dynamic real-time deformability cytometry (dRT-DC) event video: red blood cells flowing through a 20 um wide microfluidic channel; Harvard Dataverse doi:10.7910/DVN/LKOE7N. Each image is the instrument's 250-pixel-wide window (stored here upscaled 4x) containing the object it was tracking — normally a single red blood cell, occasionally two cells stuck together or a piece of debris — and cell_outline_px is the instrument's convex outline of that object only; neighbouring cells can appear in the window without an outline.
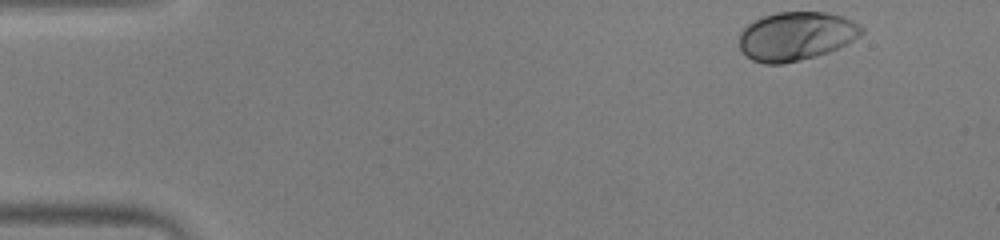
{"species": "human", "species_latin": "Homo sapiens", "temperature_condition": "warm", "stored_images_in_passage": 42, "camera_frame_rate_fps": 3000, "um_per_image_px": 0.085, "donor": {"sex": "male"}, "frame": {"image": 1, "passage_image": 1, "time_ms": 0.0, "image_size_px": [1000, 240], "cell_outline_px": [[864, 32], [860, 36], [828, 52], [816, 56], [784, 64], [764, 64], [752, 60], [740, 48], [740, 32], [748, 24], [764, 16], [776, 12], [824, 12], [844, 16], [860, 24], [864, 28]], "centroid_in_image_um": [67.68, 3.07], "position_along_channel_um": 17.3, "area_um2": 34.62}}
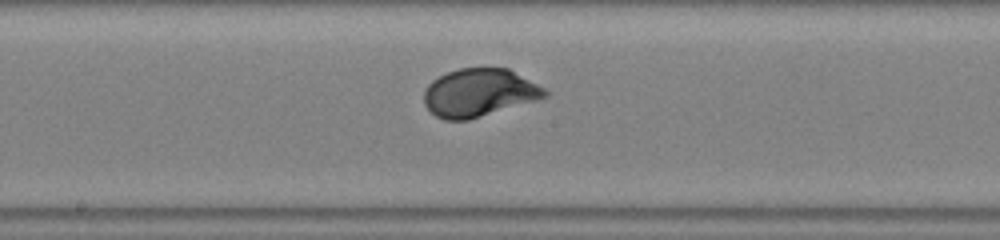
{"frame": {"image": 2, "passage_image": 24, "time_ms": 7.667, "image_size_px": [1000, 240], "cell_outline_px": [[548, 96], [536, 100], [468, 120], [444, 120], [436, 116], [424, 104], [424, 92], [428, 84], [432, 80], [448, 72], [460, 68], [508, 68], [544, 88], [548, 92]], "centroid_in_image_um": [40.71, 7.88], "position_along_channel_um": 207.5, "area_um2": 33.47}}
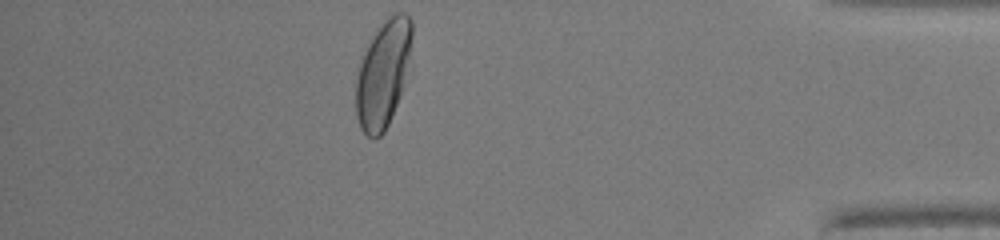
{"frame": {"image": 3, "passage_image": 42, "time_ms": 13.667, "image_size_px": [1000, 240], "cell_outline_px": [[412, 68], [388, 124], [384, 132], [376, 140], [372, 140], [360, 128], [356, 116], [356, 80], [360, 64], [364, 52], [376, 28], [392, 12], [404, 12], [412, 20]], "centroid_in_image_um": [32.62, 6.24], "position_along_channel_um": 402.6, "area_um2": 35.89}, "authors_computed_cell_mechanics": {"area_um2": 33.5529, "velocity_mm_per_s": 3.9392, "shape_relaxation_time_tau1_ms": 2.3183, "shape_relaxation_time_tau2_ms": null, "deformation_change_tau1": 0.1482, "deformation_change_tau2": null}}